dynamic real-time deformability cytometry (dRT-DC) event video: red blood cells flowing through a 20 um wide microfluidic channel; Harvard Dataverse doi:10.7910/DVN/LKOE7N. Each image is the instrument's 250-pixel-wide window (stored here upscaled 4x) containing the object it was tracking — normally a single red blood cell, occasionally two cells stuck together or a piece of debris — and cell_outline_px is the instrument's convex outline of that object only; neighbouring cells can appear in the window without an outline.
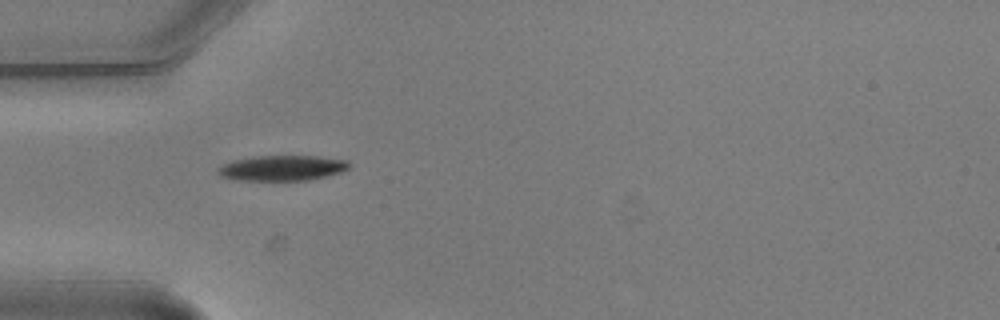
{"species": "common noctule bat (a hibernating species)", "species_latin": "Nyctalus noctula", "temperature_condition": "warm", "stored_images_in_passage": 5, "camera_frame_rate_fps": 3000, "um_per_image_px": 0.085, "animal": {"sex": "male", "body_mass_g": 20.5, "forearm_length_mm": 52.5}, "frame": {"image": 1, "passage_image": 3, "time_ms": 0.667, "image_size_px": [1000, 320], "cell_outline_px": [[348, 168], [340, 172], [308, 180], [240, 180], [220, 176], [216, 172], [216, 168], [232, 160], [256, 156], [316, 156], [348, 160]], "centroid_in_image_um": [23.93, 14.27], "position_along_channel_um": 61.1, "area_um2": 19.19}}
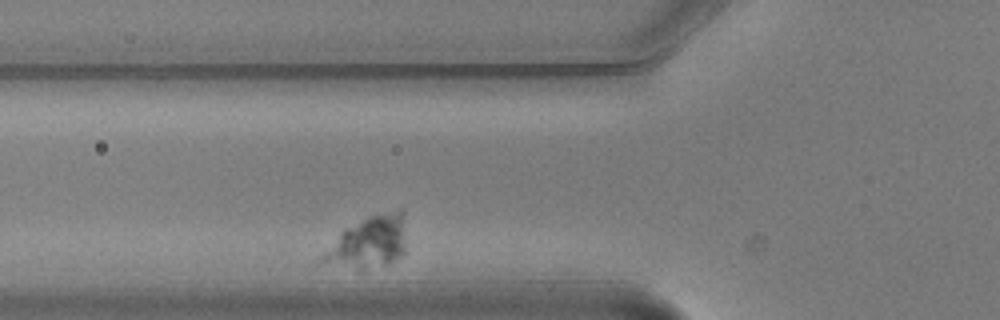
{"frame": {"image": 2, "passage_image": 5, "time_ms": 1.333, "image_size_px": [1000, 320], "cell_outline_px": [[404, 252], [400, 256], [392, 260], [360, 272], [316, 264], [316, 260], [340, 232], [368, 216], [400, 208], [404, 212]], "centroid_in_image_um": [31.21, 20.65], "position_along_channel_um": 94.6, "area_um2": 25.89}}